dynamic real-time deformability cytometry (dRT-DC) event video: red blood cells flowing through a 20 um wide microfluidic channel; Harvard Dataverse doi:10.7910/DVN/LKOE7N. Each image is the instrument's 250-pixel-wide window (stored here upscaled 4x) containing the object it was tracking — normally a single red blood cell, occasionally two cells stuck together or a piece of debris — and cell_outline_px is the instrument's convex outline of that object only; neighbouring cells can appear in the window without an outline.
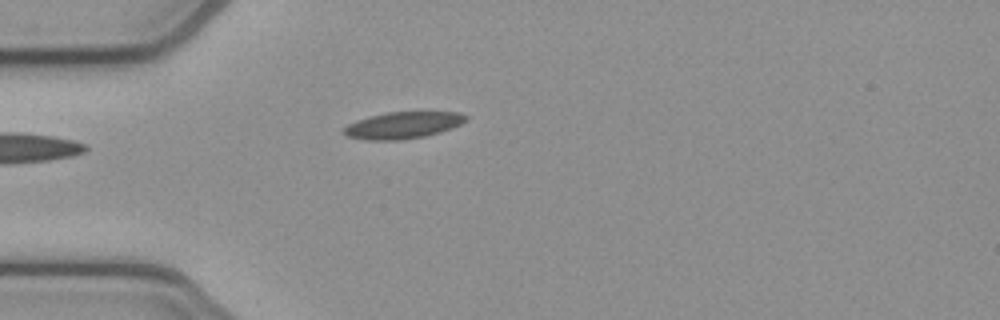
{"species": "common noctule bat (a hibernating species)", "species_latin": "Nyctalus noctula", "temperature_condition": "cold", "stored_images_in_passage": 39, "camera_frame_rate_fps": 3000, "um_per_image_px": 0.085, "animal": {"sex": "female", "body_mass_g": 21.9}, "frame": {"image": 1, "passage_image": 1, "time_ms": 0.0, "image_size_px": [1000, 320], "cell_outline_px": [[468, 120], [452, 128], [440, 132], [424, 136], [400, 140], [368, 140], [348, 136], [344, 132], [344, 128], [348, 124], [368, 116], [388, 112], [460, 112], [468, 116]], "centroid_in_image_um": [34.29, 10.63], "position_along_channel_um": 50.7, "area_um2": 18.9}}
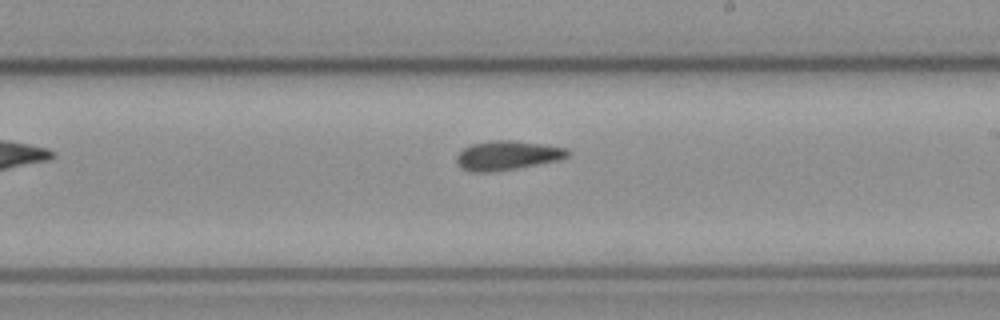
{"frame": {"image": 2, "passage_image": 17, "time_ms": 5.333, "image_size_px": [1000, 320], "cell_outline_px": [[568, 156], [556, 160], [516, 168], [492, 172], [472, 172], [460, 168], [456, 164], [456, 156], [464, 148], [472, 144], [496, 140], [512, 140], [568, 148]], "centroid_in_image_um": [43.05, 13.22], "position_along_channel_um": 245.9, "area_um2": 18.67}}
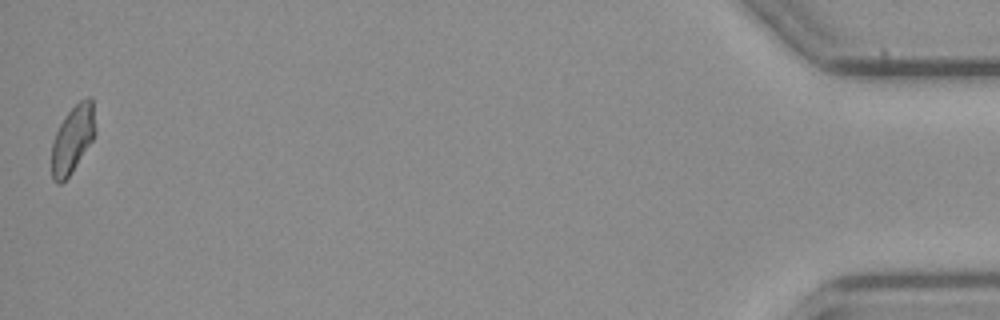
{"frame": {"image": 3, "passage_image": 39, "time_ms": 12.667, "image_size_px": [1000, 320], "cell_outline_px": [[96, 132], [92, 140], [72, 172], [60, 184], [56, 184], [52, 180], [52, 140], [60, 124], [68, 112], [80, 100], [88, 96], [92, 96], [96, 128]], "centroid_in_image_um": [6.18, 11.81], "position_along_channel_um": 429.0, "area_um2": 17.17}, "authors_computed_cell_mechanics": {"area_um2": 18.3804, "velocity_mm_per_s": 3.8617, "shape_relaxation_time_tau1_ms": null, "shape_relaxation_time_tau2_ms": 3.9357, "deformation_change_tau1": null, "deformation_change_tau2": 0.1119}}